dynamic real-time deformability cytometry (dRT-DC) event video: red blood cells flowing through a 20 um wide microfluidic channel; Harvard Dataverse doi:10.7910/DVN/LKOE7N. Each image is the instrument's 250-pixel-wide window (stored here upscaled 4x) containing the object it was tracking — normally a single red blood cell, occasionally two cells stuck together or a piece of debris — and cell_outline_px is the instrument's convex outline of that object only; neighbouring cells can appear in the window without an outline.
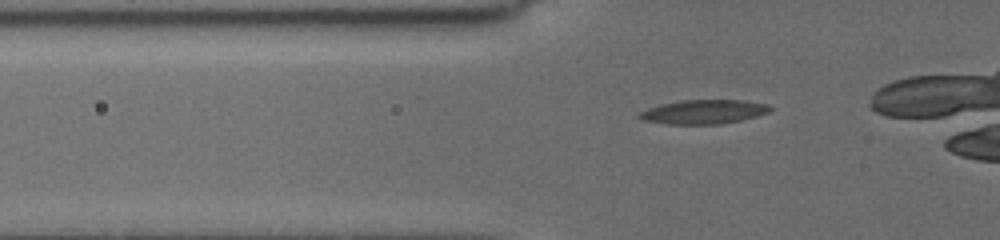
{"species": "common noctule bat (a hibernating species)", "species_latin": "Nyctalus noctula", "temperature_condition": "cold", "stored_images_in_passage": 26, "camera_frame_rate_fps": 3000, "um_per_image_px": 0.085, "animal": {"sex": "female", "body_mass_g": 19.5, "forearm_length_mm": 54.1}, "frame": {"image": 1, "passage_image": 5, "time_ms": 1.0, "image_size_px": [1000, 240], "cell_outline_px": [[772, 108], [768, 112], [756, 116], [740, 120], [720, 124], [668, 124], [644, 120], [636, 116], [640, 112], [648, 108], [660, 104], [684, 100], [744, 100], [768, 104]], "centroid_in_image_um": [59.81, 9.5], "position_along_channel_um": 66.0, "area_um2": 18.26}}
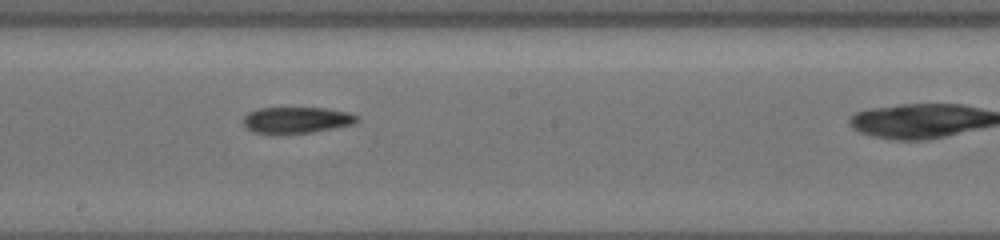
{"frame": {"image": 2, "passage_image": 13, "time_ms": 5.333, "image_size_px": [1000, 240], "cell_outline_px": [[360, 120], [352, 124], [312, 132], [252, 132], [244, 124], [244, 116], [248, 112], [256, 108], [328, 108], [348, 112], [360, 116]], "centroid_in_image_um": [25.25, 10.17], "position_along_channel_um": 222.9, "area_um2": 17.05}}
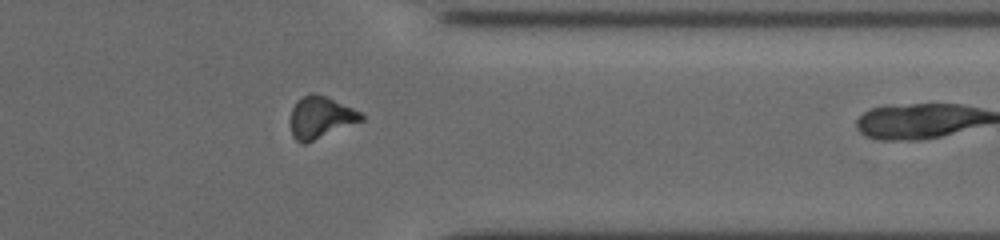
{"frame": {"image": 3, "passage_image": 25, "time_ms": 9.667, "image_size_px": [1000, 240], "cell_outline_px": [[364, 120], [304, 144], [300, 144], [292, 136], [292, 108], [296, 100], [312, 92], [324, 96], [352, 108], [360, 112], [364, 116]], "centroid_in_image_um": [27.24, 9.99], "position_along_channel_um": 384.2, "area_um2": 16.94}}